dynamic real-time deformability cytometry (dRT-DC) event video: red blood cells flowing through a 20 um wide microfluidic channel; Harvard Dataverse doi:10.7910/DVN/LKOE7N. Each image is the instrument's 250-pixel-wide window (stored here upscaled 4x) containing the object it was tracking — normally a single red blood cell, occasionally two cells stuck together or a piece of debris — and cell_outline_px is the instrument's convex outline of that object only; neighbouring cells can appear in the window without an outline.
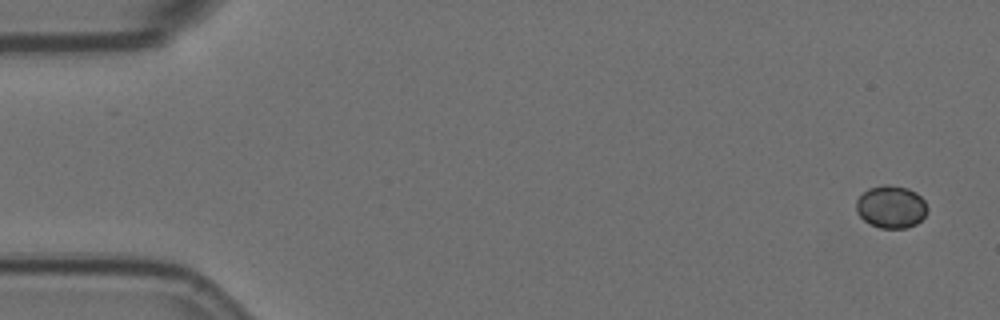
{"species": "Egyptian fruit bat (a non-hibernating species)", "species_latin": "Rousettus aegyptiacus", "temperature_condition": "room temperature", "stored_images_in_passage": 5, "camera_frame_rate_fps": 3000, "um_per_image_px": 0.085, "animal": {"sex": "female"}, "frame": {"image": 1, "passage_image": 1, "time_ms": 0.0, "image_size_px": [1000, 320], "cell_outline_px": [[928, 212], [916, 224], [908, 228], [880, 228], [864, 220], [856, 212], [856, 200], [868, 188], [884, 184], [888, 184], [908, 188], [916, 192], [924, 200], [928, 208]], "centroid_in_image_um": [75.75, 17.57], "position_along_channel_um": 9.2, "area_um2": 17.74}}